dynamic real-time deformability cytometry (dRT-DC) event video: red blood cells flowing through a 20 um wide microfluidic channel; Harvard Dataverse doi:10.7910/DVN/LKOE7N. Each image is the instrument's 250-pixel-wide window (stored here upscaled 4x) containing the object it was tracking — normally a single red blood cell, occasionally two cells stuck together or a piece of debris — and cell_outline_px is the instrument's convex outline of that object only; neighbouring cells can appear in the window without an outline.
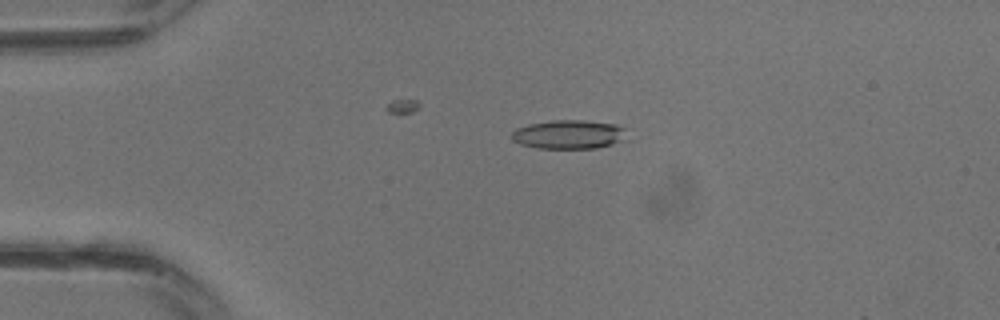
{"species": "common noctule bat (a hibernating species)", "species_latin": "Nyctalus noctula", "temperature_condition": "warm", "stored_images_in_passage": 28, "camera_frame_rate_fps": 3000, "um_per_image_px": 0.085, "animal": {"sex": "male", "body_mass_g": 13.3}, "frame": {"image": 1, "passage_image": 4, "time_ms": 1.0, "image_size_px": [1000, 320], "cell_outline_px": [[624, 128], [620, 140], [612, 144], [596, 148], [536, 148], [520, 144], [512, 140], [512, 132], [516, 128], [528, 124], [552, 120], [584, 120], [616, 124]], "centroid_in_image_um": [48.26, 11.42], "position_along_channel_um": 36.7, "area_um2": 19.13}}
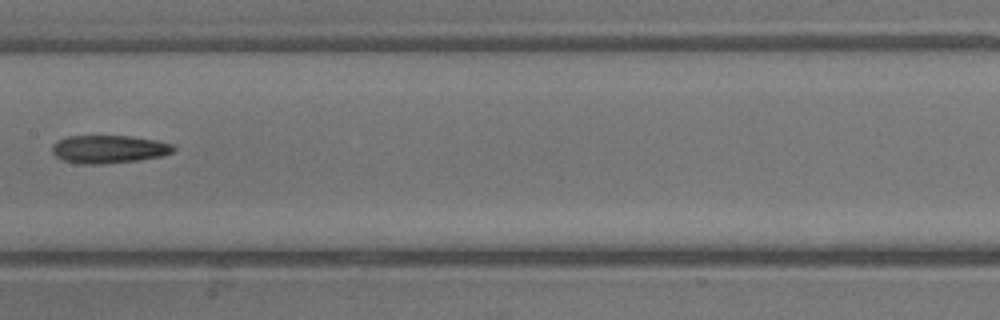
{"frame": {"image": 2, "passage_image": 13, "time_ms": 4.0, "image_size_px": [1000, 320], "cell_outline_px": [[176, 148], [172, 152], [160, 156], [140, 160], [104, 164], [84, 164], [64, 160], [56, 156], [52, 152], [52, 144], [68, 136], [128, 136], [156, 140], [172, 144]], "centroid_in_image_um": [9.26, 12.68], "position_along_channel_um": 198.1, "area_um2": 19.65}}
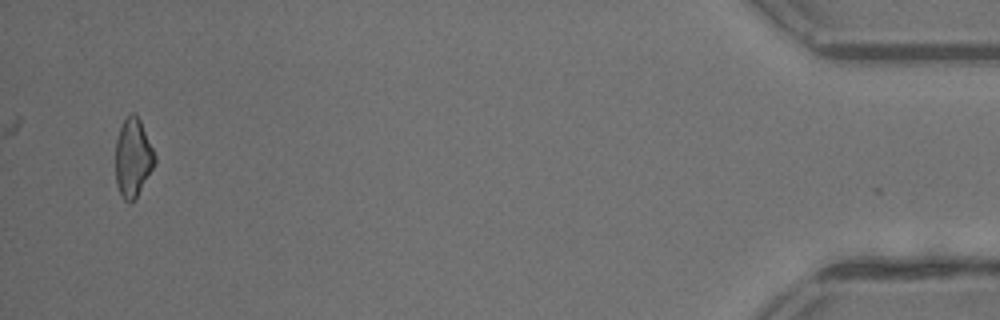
{"frame": {"image": 3, "passage_image": 27, "time_ms": 8.667, "image_size_px": [1000, 320], "cell_outline_px": [[156, 164], [132, 204], [124, 200], [120, 196], [116, 184], [116, 140], [120, 128], [124, 120], [132, 112], [136, 112], [140, 120], [156, 156]], "centroid_in_image_um": [11.31, 13.44], "position_along_channel_um": 423.9, "area_um2": 18.09}}